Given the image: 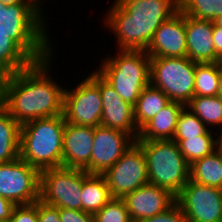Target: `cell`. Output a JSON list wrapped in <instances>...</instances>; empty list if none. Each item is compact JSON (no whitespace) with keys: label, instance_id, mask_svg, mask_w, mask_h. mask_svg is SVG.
I'll return each mask as SVG.
<instances>
[{"label":"cell","instance_id":"obj_1","mask_svg":"<svg viewBox=\"0 0 222 222\" xmlns=\"http://www.w3.org/2000/svg\"><path fill=\"white\" fill-rule=\"evenodd\" d=\"M51 56L1 78L0 105L20 125L63 114L65 88L51 78Z\"/></svg>","mask_w":222,"mask_h":222},{"label":"cell","instance_id":"obj_2","mask_svg":"<svg viewBox=\"0 0 222 222\" xmlns=\"http://www.w3.org/2000/svg\"><path fill=\"white\" fill-rule=\"evenodd\" d=\"M41 6L5 5L0 2L1 77L14 74L53 54Z\"/></svg>","mask_w":222,"mask_h":222},{"label":"cell","instance_id":"obj_3","mask_svg":"<svg viewBox=\"0 0 222 222\" xmlns=\"http://www.w3.org/2000/svg\"><path fill=\"white\" fill-rule=\"evenodd\" d=\"M106 13L119 50H146L155 31L179 11V0H114Z\"/></svg>","mask_w":222,"mask_h":222},{"label":"cell","instance_id":"obj_4","mask_svg":"<svg viewBox=\"0 0 222 222\" xmlns=\"http://www.w3.org/2000/svg\"><path fill=\"white\" fill-rule=\"evenodd\" d=\"M64 115L21 125L19 157L39 171L62 167Z\"/></svg>","mask_w":222,"mask_h":222},{"label":"cell","instance_id":"obj_5","mask_svg":"<svg viewBox=\"0 0 222 222\" xmlns=\"http://www.w3.org/2000/svg\"><path fill=\"white\" fill-rule=\"evenodd\" d=\"M117 54L101 60V67L95 70L124 101L134 106L150 84L151 57L145 50L118 49Z\"/></svg>","mask_w":222,"mask_h":222},{"label":"cell","instance_id":"obj_6","mask_svg":"<svg viewBox=\"0 0 222 222\" xmlns=\"http://www.w3.org/2000/svg\"><path fill=\"white\" fill-rule=\"evenodd\" d=\"M147 161L149 183L168 190L175 197L189 180L190 164L174 140L135 141Z\"/></svg>","mask_w":222,"mask_h":222},{"label":"cell","instance_id":"obj_7","mask_svg":"<svg viewBox=\"0 0 222 222\" xmlns=\"http://www.w3.org/2000/svg\"><path fill=\"white\" fill-rule=\"evenodd\" d=\"M196 64L188 57L150 58V84L186 105L194 96Z\"/></svg>","mask_w":222,"mask_h":222},{"label":"cell","instance_id":"obj_8","mask_svg":"<svg viewBox=\"0 0 222 222\" xmlns=\"http://www.w3.org/2000/svg\"><path fill=\"white\" fill-rule=\"evenodd\" d=\"M88 175L85 170L65 167L40 171V200L58 208L82 211V183Z\"/></svg>","mask_w":222,"mask_h":222},{"label":"cell","instance_id":"obj_9","mask_svg":"<svg viewBox=\"0 0 222 222\" xmlns=\"http://www.w3.org/2000/svg\"><path fill=\"white\" fill-rule=\"evenodd\" d=\"M0 196L15 205L35 203L40 199V171L20 157L0 163Z\"/></svg>","mask_w":222,"mask_h":222},{"label":"cell","instance_id":"obj_10","mask_svg":"<svg viewBox=\"0 0 222 222\" xmlns=\"http://www.w3.org/2000/svg\"><path fill=\"white\" fill-rule=\"evenodd\" d=\"M112 198L125 195L149 183L147 161L142 148L135 142L110 168L102 174Z\"/></svg>","mask_w":222,"mask_h":222},{"label":"cell","instance_id":"obj_11","mask_svg":"<svg viewBox=\"0 0 222 222\" xmlns=\"http://www.w3.org/2000/svg\"><path fill=\"white\" fill-rule=\"evenodd\" d=\"M102 98L99 87L87 76L73 89L64 90L65 122L77 126L101 125Z\"/></svg>","mask_w":222,"mask_h":222},{"label":"cell","instance_id":"obj_12","mask_svg":"<svg viewBox=\"0 0 222 222\" xmlns=\"http://www.w3.org/2000/svg\"><path fill=\"white\" fill-rule=\"evenodd\" d=\"M187 222H222V189L188 180L176 196Z\"/></svg>","mask_w":222,"mask_h":222},{"label":"cell","instance_id":"obj_13","mask_svg":"<svg viewBox=\"0 0 222 222\" xmlns=\"http://www.w3.org/2000/svg\"><path fill=\"white\" fill-rule=\"evenodd\" d=\"M88 75L101 92L103 106L101 126L123 131L136 141L139 136V130L134 120L133 106L124 101L96 70Z\"/></svg>","mask_w":222,"mask_h":222},{"label":"cell","instance_id":"obj_14","mask_svg":"<svg viewBox=\"0 0 222 222\" xmlns=\"http://www.w3.org/2000/svg\"><path fill=\"white\" fill-rule=\"evenodd\" d=\"M91 154V174H103L135 143L127 133L96 126Z\"/></svg>","mask_w":222,"mask_h":222},{"label":"cell","instance_id":"obj_15","mask_svg":"<svg viewBox=\"0 0 222 222\" xmlns=\"http://www.w3.org/2000/svg\"><path fill=\"white\" fill-rule=\"evenodd\" d=\"M145 51L151 58L187 57L185 14L179 10L162 23Z\"/></svg>","mask_w":222,"mask_h":222},{"label":"cell","instance_id":"obj_16","mask_svg":"<svg viewBox=\"0 0 222 222\" xmlns=\"http://www.w3.org/2000/svg\"><path fill=\"white\" fill-rule=\"evenodd\" d=\"M122 200L132 222H139L166 211L176 202V197L168 190L148 183L125 195Z\"/></svg>","mask_w":222,"mask_h":222},{"label":"cell","instance_id":"obj_17","mask_svg":"<svg viewBox=\"0 0 222 222\" xmlns=\"http://www.w3.org/2000/svg\"><path fill=\"white\" fill-rule=\"evenodd\" d=\"M95 127L65 123L62 167L85 170L91 174V154Z\"/></svg>","mask_w":222,"mask_h":222},{"label":"cell","instance_id":"obj_18","mask_svg":"<svg viewBox=\"0 0 222 222\" xmlns=\"http://www.w3.org/2000/svg\"><path fill=\"white\" fill-rule=\"evenodd\" d=\"M187 57L196 63H216L220 57L212 39L213 22L185 15Z\"/></svg>","mask_w":222,"mask_h":222},{"label":"cell","instance_id":"obj_19","mask_svg":"<svg viewBox=\"0 0 222 222\" xmlns=\"http://www.w3.org/2000/svg\"><path fill=\"white\" fill-rule=\"evenodd\" d=\"M184 104L171 101L140 130L136 141L172 140Z\"/></svg>","mask_w":222,"mask_h":222},{"label":"cell","instance_id":"obj_20","mask_svg":"<svg viewBox=\"0 0 222 222\" xmlns=\"http://www.w3.org/2000/svg\"><path fill=\"white\" fill-rule=\"evenodd\" d=\"M169 97L161 90L151 84L147 85L139 95L134 109V120L136 127L140 130L159 111L170 103Z\"/></svg>","mask_w":222,"mask_h":222},{"label":"cell","instance_id":"obj_21","mask_svg":"<svg viewBox=\"0 0 222 222\" xmlns=\"http://www.w3.org/2000/svg\"><path fill=\"white\" fill-rule=\"evenodd\" d=\"M112 199L105 177L89 174L82 183V211L95 214Z\"/></svg>","mask_w":222,"mask_h":222},{"label":"cell","instance_id":"obj_22","mask_svg":"<svg viewBox=\"0 0 222 222\" xmlns=\"http://www.w3.org/2000/svg\"><path fill=\"white\" fill-rule=\"evenodd\" d=\"M189 179L222 189V155L218 150L190 164Z\"/></svg>","mask_w":222,"mask_h":222},{"label":"cell","instance_id":"obj_23","mask_svg":"<svg viewBox=\"0 0 222 222\" xmlns=\"http://www.w3.org/2000/svg\"><path fill=\"white\" fill-rule=\"evenodd\" d=\"M21 125L0 105V163L19 158Z\"/></svg>","mask_w":222,"mask_h":222},{"label":"cell","instance_id":"obj_24","mask_svg":"<svg viewBox=\"0 0 222 222\" xmlns=\"http://www.w3.org/2000/svg\"><path fill=\"white\" fill-rule=\"evenodd\" d=\"M208 128L218 126L222 130V99L219 96H193L185 105Z\"/></svg>","mask_w":222,"mask_h":222},{"label":"cell","instance_id":"obj_25","mask_svg":"<svg viewBox=\"0 0 222 222\" xmlns=\"http://www.w3.org/2000/svg\"><path fill=\"white\" fill-rule=\"evenodd\" d=\"M213 129L209 130L205 135L192 137L189 139H172L178 143L179 150L185 157L186 161L192 162L212 154L217 150V139L213 135Z\"/></svg>","mask_w":222,"mask_h":222},{"label":"cell","instance_id":"obj_26","mask_svg":"<svg viewBox=\"0 0 222 222\" xmlns=\"http://www.w3.org/2000/svg\"><path fill=\"white\" fill-rule=\"evenodd\" d=\"M220 64L197 63L195 65L194 96H217Z\"/></svg>","mask_w":222,"mask_h":222},{"label":"cell","instance_id":"obj_27","mask_svg":"<svg viewBox=\"0 0 222 222\" xmlns=\"http://www.w3.org/2000/svg\"><path fill=\"white\" fill-rule=\"evenodd\" d=\"M179 10L200 20H213L222 14V0H179Z\"/></svg>","mask_w":222,"mask_h":222},{"label":"cell","instance_id":"obj_28","mask_svg":"<svg viewBox=\"0 0 222 222\" xmlns=\"http://www.w3.org/2000/svg\"><path fill=\"white\" fill-rule=\"evenodd\" d=\"M209 129L194 113L184 107L178 117L173 139H189L205 135Z\"/></svg>","mask_w":222,"mask_h":222},{"label":"cell","instance_id":"obj_29","mask_svg":"<svg viewBox=\"0 0 222 222\" xmlns=\"http://www.w3.org/2000/svg\"><path fill=\"white\" fill-rule=\"evenodd\" d=\"M95 222H132L122 199L112 198L94 215Z\"/></svg>","mask_w":222,"mask_h":222},{"label":"cell","instance_id":"obj_30","mask_svg":"<svg viewBox=\"0 0 222 222\" xmlns=\"http://www.w3.org/2000/svg\"><path fill=\"white\" fill-rule=\"evenodd\" d=\"M7 222H38L37 201L32 204L16 205Z\"/></svg>","mask_w":222,"mask_h":222},{"label":"cell","instance_id":"obj_31","mask_svg":"<svg viewBox=\"0 0 222 222\" xmlns=\"http://www.w3.org/2000/svg\"><path fill=\"white\" fill-rule=\"evenodd\" d=\"M139 222H187V220L181 208L175 202L166 211Z\"/></svg>","mask_w":222,"mask_h":222},{"label":"cell","instance_id":"obj_32","mask_svg":"<svg viewBox=\"0 0 222 222\" xmlns=\"http://www.w3.org/2000/svg\"><path fill=\"white\" fill-rule=\"evenodd\" d=\"M38 222H61L59 208L37 200Z\"/></svg>","mask_w":222,"mask_h":222},{"label":"cell","instance_id":"obj_33","mask_svg":"<svg viewBox=\"0 0 222 222\" xmlns=\"http://www.w3.org/2000/svg\"><path fill=\"white\" fill-rule=\"evenodd\" d=\"M61 222H95L93 214L73 209L59 208Z\"/></svg>","mask_w":222,"mask_h":222},{"label":"cell","instance_id":"obj_34","mask_svg":"<svg viewBox=\"0 0 222 222\" xmlns=\"http://www.w3.org/2000/svg\"><path fill=\"white\" fill-rule=\"evenodd\" d=\"M15 204L0 196V222H7L12 215Z\"/></svg>","mask_w":222,"mask_h":222},{"label":"cell","instance_id":"obj_35","mask_svg":"<svg viewBox=\"0 0 222 222\" xmlns=\"http://www.w3.org/2000/svg\"><path fill=\"white\" fill-rule=\"evenodd\" d=\"M212 39L216 49V54L222 57V27H217L213 25V35Z\"/></svg>","mask_w":222,"mask_h":222},{"label":"cell","instance_id":"obj_36","mask_svg":"<svg viewBox=\"0 0 222 222\" xmlns=\"http://www.w3.org/2000/svg\"><path fill=\"white\" fill-rule=\"evenodd\" d=\"M5 5H41L38 0H0Z\"/></svg>","mask_w":222,"mask_h":222},{"label":"cell","instance_id":"obj_37","mask_svg":"<svg viewBox=\"0 0 222 222\" xmlns=\"http://www.w3.org/2000/svg\"><path fill=\"white\" fill-rule=\"evenodd\" d=\"M213 25L217 27H222V14L216 16L213 20Z\"/></svg>","mask_w":222,"mask_h":222},{"label":"cell","instance_id":"obj_38","mask_svg":"<svg viewBox=\"0 0 222 222\" xmlns=\"http://www.w3.org/2000/svg\"><path fill=\"white\" fill-rule=\"evenodd\" d=\"M217 96H219L222 99V66H220L219 88Z\"/></svg>","mask_w":222,"mask_h":222},{"label":"cell","instance_id":"obj_39","mask_svg":"<svg viewBox=\"0 0 222 222\" xmlns=\"http://www.w3.org/2000/svg\"><path fill=\"white\" fill-rule=\"evenodd\" d=\"M219 137L217 138V150L221 153L222 155V130L219 131Z\"/></svg>","mask_w":222,"mask_h":222},{"label":"cell","instance_id":"obj_40","mask_svg":"<svg viewBox=\"0 0 222 222\" xmlns=\"http://www.w3.org/2000/svg\"><path fill=\"white\" fill-rule=\"evenodd\" d=\"M219 64H220V66H222V57L219 60Z\"/></svg>","mask_w":222,"mask_h":222}]
</instances>
